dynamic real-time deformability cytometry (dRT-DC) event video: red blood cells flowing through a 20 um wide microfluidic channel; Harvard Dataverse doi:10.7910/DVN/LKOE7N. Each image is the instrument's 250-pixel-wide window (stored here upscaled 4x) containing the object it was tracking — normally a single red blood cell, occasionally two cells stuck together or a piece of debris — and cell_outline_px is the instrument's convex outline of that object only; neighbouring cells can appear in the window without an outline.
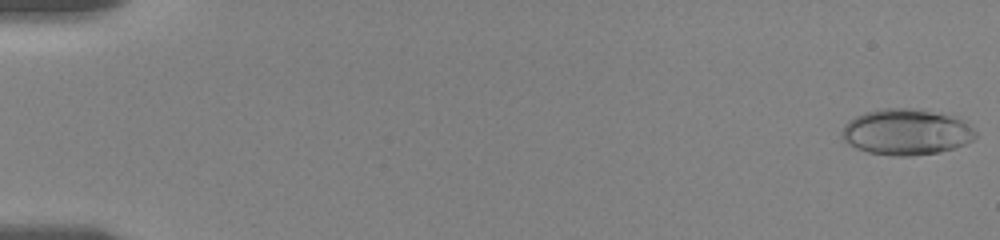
{"species": "human", "species_latin": "Homo sapiens", "temperature_condition": "room temperature", "stored_images_in_passage": 11, "camera_frame_rate_fps": 3000, "um_per_image_px": 0.085, "donor": {"sex": "female"}, "frame": {"image": 1, "passage_image": 1, "time_ms": 0.0, "image_size_px": [1000, 240], "cell_outline_px": [[976, 136], [972, 140], [956, 148], [936, 152], [908, 156], [896, 156], [868, 152], [856, 148], [848, 144], [844, 140], [840, 132], [844, 124], [848, 120], [864, 112], [884, 108], [920, 108], [956, 116], [968, 120], [976, 132]], "centroid_in_image_um": [77.06, 11.19], "position_along_channel_um": 7.9, "area_um2": 36.36}}
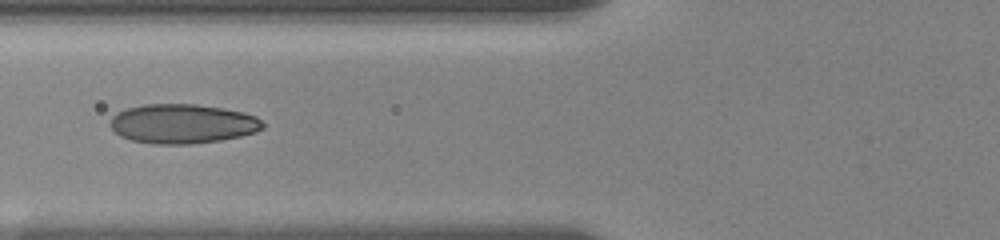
{"frame": {"image": 2, "passage_image": 8, "time_ms": 7.333, "image_size_px": [1000, 240], "cell_outline_px": [[264, 128], [256, 132], [240, 136], [220, 140], [192, 144], [156, 144], [132, 140], [120, 136], [108, 124], [112, 116], [116, 112], [128, 108], [144, 104], [196, 104], [224, 108], [244, 112], [256, 116], [264, 124]], "centroid_in_image_um": [15.51, 10.51], "position_along_channel_um": 110.3, "area_um2": 35.2}}
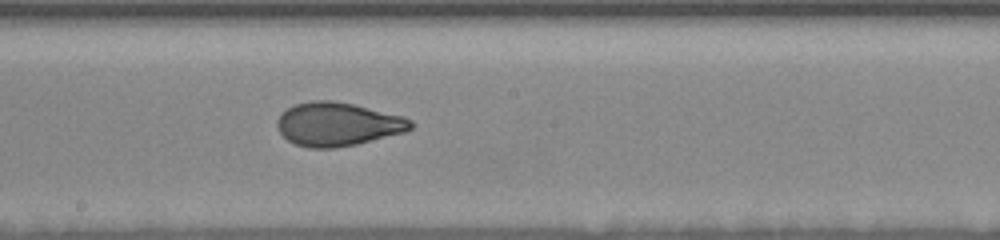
{"frame": {"image": 3, "passage_image": 11, "time_ms": 10.333, "image_size_px": [1000, 240], "cell_outline_px": [[416, 124], [412, 128], [404, 132], [356, 144], [336, 148], [308, 148], [296, 144], [288, 140], [280, 132], [276, 124], [276, 120], [288, 108], [296, 104], [312, 100], [332, 100], [352, 104], [404, 116], [412, 120]], "centroid_in_image_um": [28.72, 10.56], "position_along_channel_um": 219.5, "area_um2": 33.81}}